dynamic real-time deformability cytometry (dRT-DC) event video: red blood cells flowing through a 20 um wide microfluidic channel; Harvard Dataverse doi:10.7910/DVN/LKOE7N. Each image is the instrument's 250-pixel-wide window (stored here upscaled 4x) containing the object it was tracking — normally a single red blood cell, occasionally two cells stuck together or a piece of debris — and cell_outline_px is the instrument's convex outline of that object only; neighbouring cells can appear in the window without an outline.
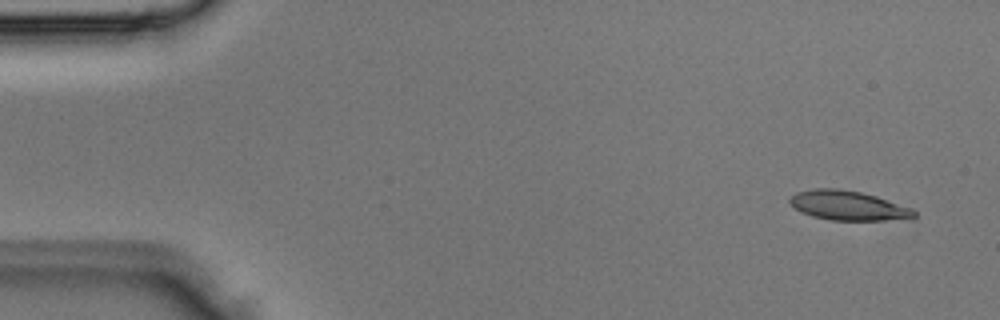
{"species": "Egyptian fruit bat (a non-hibernating species)", "species_latin": "Rousettus aegyptiacus", "temperature_condition": "room temperature", "stored_images_in_passage": 3, "camera_frame_rate_fps": 3000, "um_per_image_px": 0.085, "animal": {"sex": "male"}, "frame": {"image": 1, "passage_image": 1, "time_ms": 0.0, "image_size_px": [1000, 320], "cell_outline_px": [[916, 216], [884, 220], [832, 220], [812, 216], [800, 212], [788, 200], [796, 192], [816, 188], [836, 188], [860, 192], [876, 196], [908, 208], [916, 212]], "centroid_in_image_um": [72.0, 17.46], "position_along_channel_um": 13.0, "area_um2": 20.81}}